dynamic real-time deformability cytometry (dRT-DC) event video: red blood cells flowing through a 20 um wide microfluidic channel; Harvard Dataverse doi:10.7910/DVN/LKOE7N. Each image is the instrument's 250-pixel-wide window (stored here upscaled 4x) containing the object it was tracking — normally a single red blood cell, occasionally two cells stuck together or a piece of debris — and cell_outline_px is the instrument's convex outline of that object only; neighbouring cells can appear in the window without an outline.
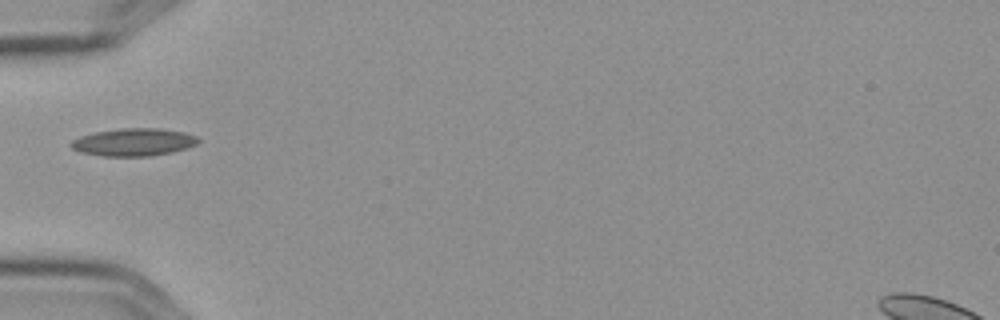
{"species": "Egyptian fruit bat (a non-hibernating species)", "species_latin": "Rousettus aegyptiacus", "temperature_condition": "cold", "stored_images_in_passage": 2, "camera_frame_rate_fps": 3000, "um_per_image_px": 0.085, "frame": {"image": 1, "passage_image": 2, "time_ms": 0.333, "image_size_px": [1000, 320], "cell_outline_px": [[200, 140], [196, 144], [188, 148], [172, 152], [152, 156], [104, 156], [80, 152], [72, 148], [68, 144], [72, 140], [80, 136], [96, 132], [120, 128], [160, 128], [184, 132], [196, 136]], "centroid_in_image_um": [11.36, 12.08], "position_along_channel_um": 73.6, "area_um2": 20.58}}